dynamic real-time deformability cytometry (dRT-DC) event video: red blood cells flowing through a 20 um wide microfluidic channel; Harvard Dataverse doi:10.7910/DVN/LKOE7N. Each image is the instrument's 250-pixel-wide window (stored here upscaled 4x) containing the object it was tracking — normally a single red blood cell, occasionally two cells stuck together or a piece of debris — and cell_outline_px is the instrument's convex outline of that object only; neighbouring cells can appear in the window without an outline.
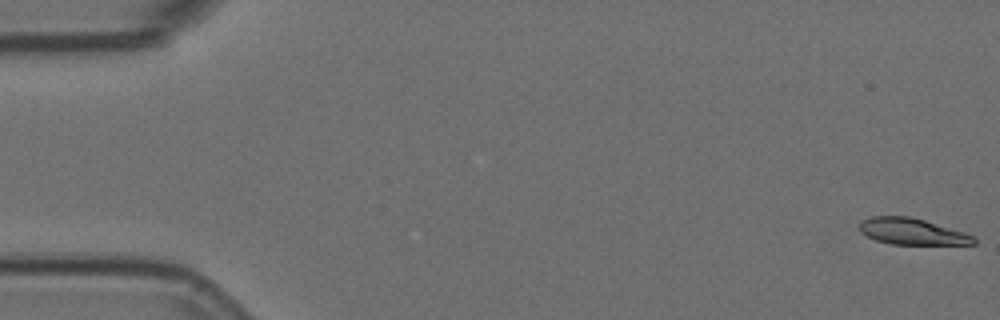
{"species": "Egyptian fruit bat (a non-hibernating species)", "species_latin": "Rousettus aegyptiacus", "temperature_condition": "room temperature", "stored_images_in_passage": 5, "camera_frame_rate_fps": 3000, "um_per_image_px": 0.085, "animal": {"sex": "female"}, "frame": {"image": 1, "passage_image": 1, "time_ms": 0.0, "image_size_px": [1000, 320], "cell_outline_px": [[976, 244], [892, 244], [876, 240], [860, 232], [860, 220], [872, 216], [908, 216], [924, 220], [964, 232], [972, 236], [976, 240]], "centroid_in_image_um": [77.49, 19.67], "position_along_channel_um": 7.5, "area_um2": 17.34}}
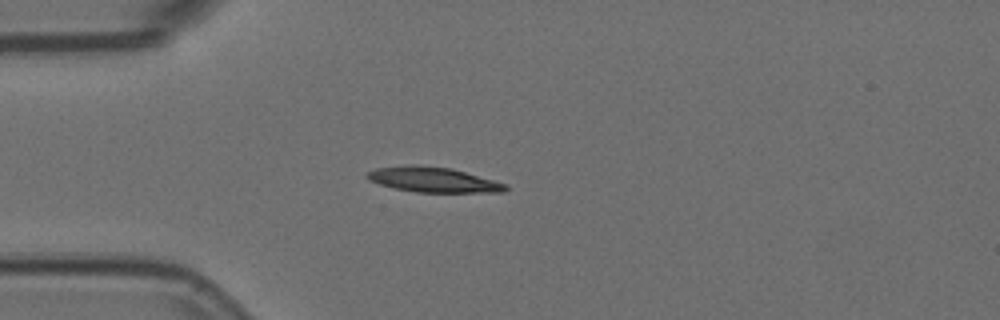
{"frame": {"image": 2, "passage_image": 5, "time_ms": 1.333, "image_size_px": [1000, 320], "cell_outline_px": [[508, 188], [504, 192], [416, 192], [396, 188], [380, 184], [368, 180], [364, 176], [368, 172], [376, 168], [416, 164], [452, 168], [508, 184]], "centroid_in_image_um": [36.83, 15.27], "position_along_channel_um": 48.2, "area_um2": 20.23}}